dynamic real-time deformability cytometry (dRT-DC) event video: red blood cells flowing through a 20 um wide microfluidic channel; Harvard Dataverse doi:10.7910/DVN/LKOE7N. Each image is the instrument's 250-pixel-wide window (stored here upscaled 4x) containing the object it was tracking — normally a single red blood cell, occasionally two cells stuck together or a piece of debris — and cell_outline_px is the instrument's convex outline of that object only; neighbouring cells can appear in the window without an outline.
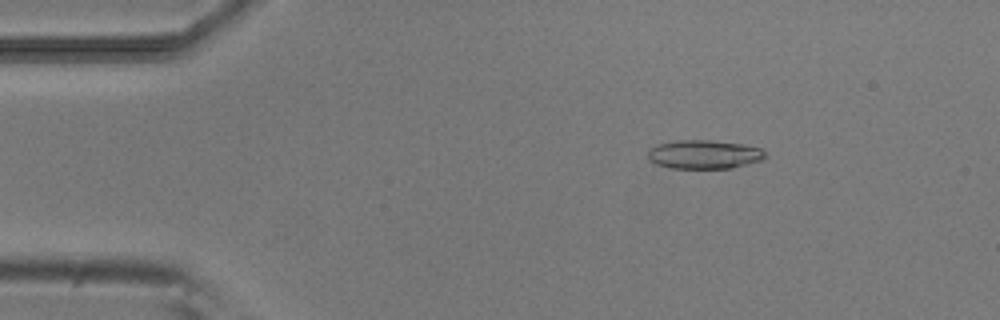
{"species": "common noctule bat (a hibernating species)", "species_latin": "Nyctalus noctula", "temperature_condition": "room temperature", "stored_images_in_passage": 52, "camera_frame_rate_fps": 3000, "um_per_image_px": 0.085, "animal": {"sex": "male", "body_mass_g": 20.5, "forearm_length_mm": 52.5}, "frame": {"image": 1, "passage_image": 8, "time_ms": 2.333, "image_size_px": [1000, 320], "cell_outline_px": [[768, 156], [764, 160], [732, 168], [668, 168], [656, 164], [648, 160], [648, 152], [656, 144], [676, 140], [712, 140], [744, 144], [760, 148]], "centroid_in_image_um": [59.87, 13.12], "position_along_channel_um": 25.1, "area_um2": 19.94}}
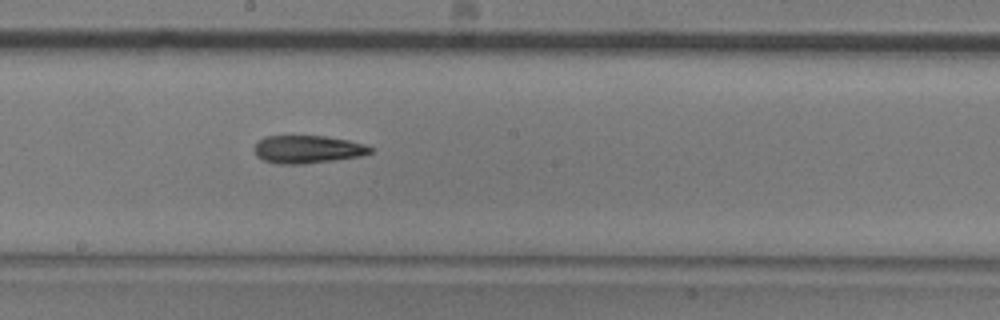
{"frame": {"image": 2, "passage_image": 28, "time_ms": 9.0, "image_size_px": [1000, 320], "cell_outline_px": [[372, 152], [364, 156], [304, 164], [276, 164], [264, 160], [256, 156], [256, 144], [264, 136], [324, 136], [348, 140], [364, 144], [372, 148]], "centroid_in_image_um": [26.17, 12.7], "position_along_channel_um": 222.0, "area_um2": 18.79}}
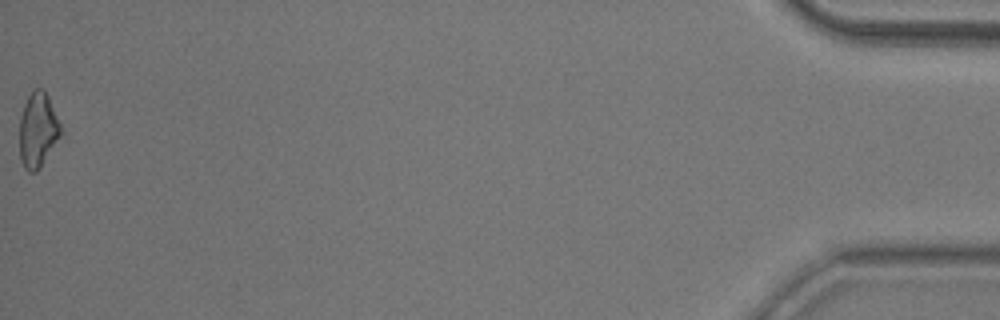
{"frame": {"image": 3, "passage_image": 52, "time_ms": 17.0, "image_size_px": [1000, 320], "cell_outline_px": [[64, 132], [36, 172], [28, 172], [24, 168], [20, 160], [20, 116], [24, 104], [32, 88], [44, 88], [48, 96]], "centroid_in_image_um": [3.22, 11.03], "position_along_channel_um": 432.0, "area_um2": 18.15}, "authors_computed_cell_mechanics": {"area_um2": 18.785, "velocity_mm_per_s": 3.8931, "shape_relaxation_time_tau1_ms": 5.6946, "shape_relaxation_time_tau2_ms": 5.6446, "deformation_change_tau1": 0.1579, "deformation_change_tau2": 0.179}}